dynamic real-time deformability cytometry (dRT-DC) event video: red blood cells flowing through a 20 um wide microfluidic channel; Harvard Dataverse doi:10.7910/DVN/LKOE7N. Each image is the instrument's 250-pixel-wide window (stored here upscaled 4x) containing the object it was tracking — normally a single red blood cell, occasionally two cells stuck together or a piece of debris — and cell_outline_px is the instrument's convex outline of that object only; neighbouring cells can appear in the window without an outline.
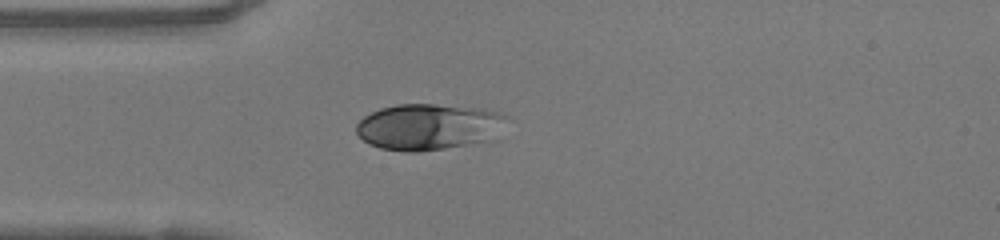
{"species": "human", "species_latin": "Homo sapiens", "temperature_condition": "warm", "stored_images_in_passage": 37, "camera_frame_rate_fps": 3000, "um_per_image_px": 0.085, "donor": {"sex": "female"}, "frame": {"image": 1, "passage_image": 1, "time_ms": 0.0, "image_size_px": [1000, 240], "cell_outline_px": [[508, 116], [488, 140], [444, 148], [416, 152], [404, 152], [380, 148], [368, 144], [356, 132], [356, 124], [364, 116], [380, 108], [396, 104], [436, 104], [472, 108], [496, 112]], "centroid_in_image_um": [36.3, 10.78], "position_along_channel_um": 48.7, "area_um2": 39.71}}
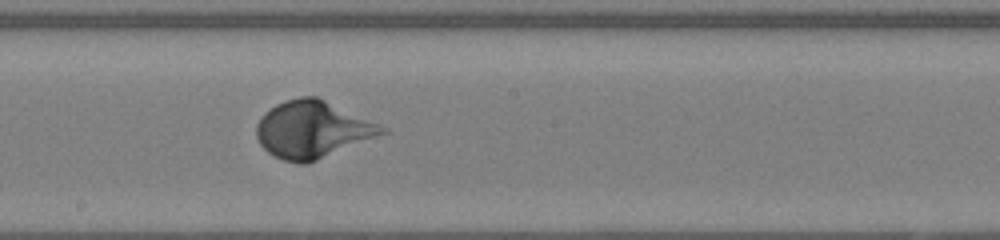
{"frame": {"image": 2, "passage_image": 14, "time_ms": 4.333, "image_size_px": [1000, 240], "cell_outline_px": [[388, 132], [308, 164], [300, 164], [284, 160], [268, 152], [260, 144], [256, 136], [256, 124], [260, 116], [264, 112], [276, 104], [284, 100], [300, 96], [316, 96], [388, 128]], "centroid_in_image_um": [26.53, 11.01], "position_along_channel_um": 221.7, "area_um2": 41.67}}
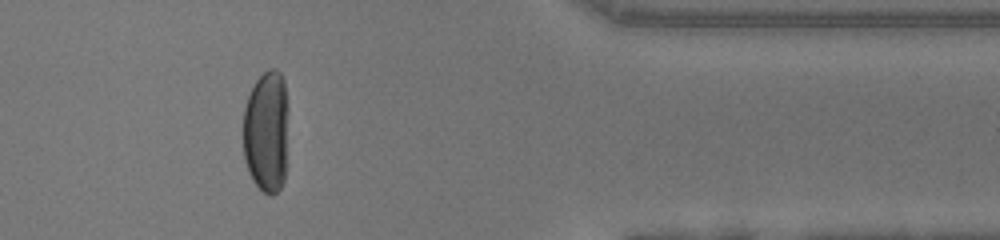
{"frame": {"image": 3, "passage_image": 28, "time_ms": 9.0, "image_size_px": [1000, 240], "cell_outline_px": [[288, 112], [284, 180], [280, 188], [272, 196], [264, 192], [252, 180], [248, 172], [244, 160], [244, 108], [248, 96], [256, 80], [268, 68], [276, 68], [280, 72], [284, 80], [288, 108]], "centroid_in_image_um": [22.65, 11.16], "position_along_channel_um": 388.7, "area_um2": 32.54}, "authors_computed_cell_mechanics": {"area_um2": 38.6104, "velocity_mm_per_s": 4.1404, "shape_relaxation_time_tau1_ms": 4.0542, "shape_relaxation_time_tau2_ms": null, "deformation_change_tau1": 0.2534, "deformation_change_tau2": null}}